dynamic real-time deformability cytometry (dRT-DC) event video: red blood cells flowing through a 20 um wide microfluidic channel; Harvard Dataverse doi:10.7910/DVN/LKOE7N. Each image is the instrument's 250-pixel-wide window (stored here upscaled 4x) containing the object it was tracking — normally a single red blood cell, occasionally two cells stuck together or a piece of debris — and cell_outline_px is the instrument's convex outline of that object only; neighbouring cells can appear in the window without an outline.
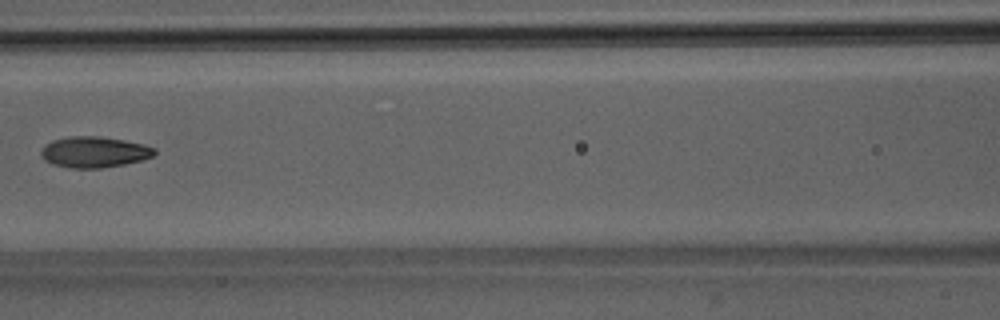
{"species": "Egyptian fruit bat (a non-hibernating species)", "species_latin": "Rousettus aegyptiacus", "temperature_condition": "room temperature", "stored_images_in_passage": 7, "camera_frame_rate_fps": 3000, "um_per_image_px": 0.085, "animal": {"sex": "male"}, "frame": {"image": 1, "passage_image": 5, "time_ms": 5.667, "image_size_px": [1000, 320], "cell_outline_px": [[156, 152], [152, 156], [140, 160], [124, 164], [100, 168], [72, 168], [52, 164], [44, 160], [40, 156], [40, 152], [44, 144], [52, 140], [68, 136], [96, 136], [124, 140], [144, 144], [156, 148]], "centroid_in_image_um": [7.97, 12.92], "position_along_channel_um": 158.6, "area_um2": 20.52}}
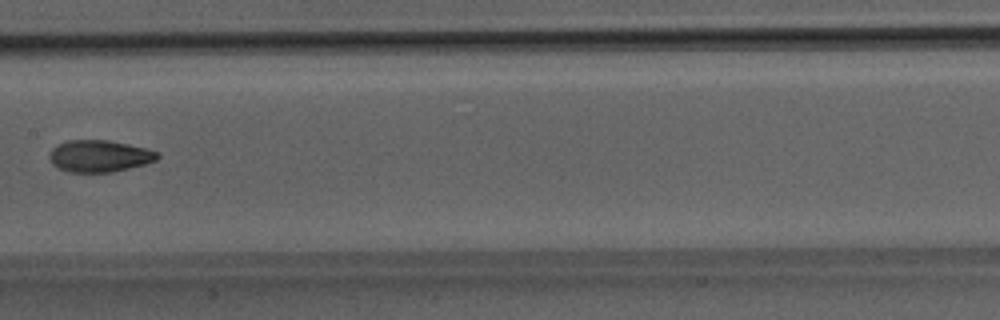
{"frame": {"image": 2, "passage_image": 6, "time_ms": 6.667, "image_size_px": [1000, 320], "cell_outline_px": [[160, 156], [156, 160], [144, 164], [112, 172], [68, 172], [52, 164], [48, 156], [52, 148], [56, 144], [68, 140], [108, 140], [148, 148], [160, 152]], "centroid_in_image_um": [8.45, 13.25], "position_along_channel_um": 199.0, "area_um2": 20.17}}